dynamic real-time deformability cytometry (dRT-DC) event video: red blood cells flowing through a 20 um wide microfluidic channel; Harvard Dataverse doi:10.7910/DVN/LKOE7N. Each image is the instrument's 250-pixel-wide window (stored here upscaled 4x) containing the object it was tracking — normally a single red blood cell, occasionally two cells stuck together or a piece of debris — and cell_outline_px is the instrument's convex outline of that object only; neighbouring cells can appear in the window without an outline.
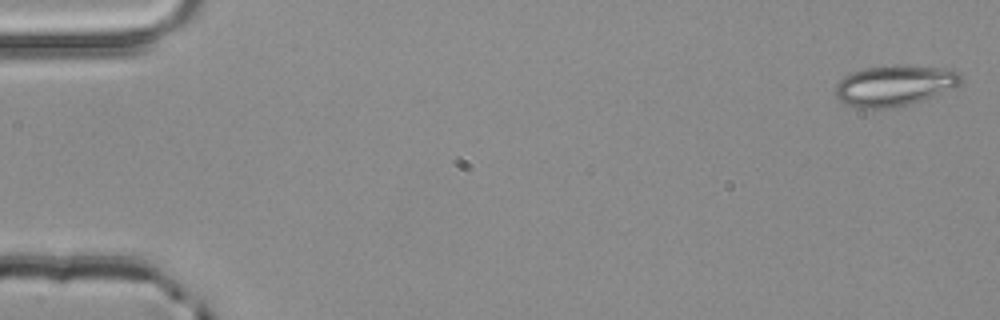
{"species": "common noctule bat (a hibernating species)", "species_latin": "Nyctalus noctula", "temperature_condition": "room temperature", "stored_images_in_passage": 3, "camera_frame_rate_fps": 3000, "um_per_image_px": 0.085, "animal": {"sex": "male", "body_mass_g": 20.4}, "frame": {"image": 1, "passage_image": 1, "time_ms": 0.0, "image_size_px": [1000, 320], "cell_outline_px": [[964, 80], [960, 84], [952, 88], [912, 104], [892, 108], [860, 108], [848, 104], [840, 100], [836, 96], [836, 84], [844, 76], [852, 72], [864, 68], [948, 68], [960, 72], [964, 76]], "centroid_in_image_um": [76.05, 7.31], "position_along_channel_um": 9.0, "area_um2": 28.84}}